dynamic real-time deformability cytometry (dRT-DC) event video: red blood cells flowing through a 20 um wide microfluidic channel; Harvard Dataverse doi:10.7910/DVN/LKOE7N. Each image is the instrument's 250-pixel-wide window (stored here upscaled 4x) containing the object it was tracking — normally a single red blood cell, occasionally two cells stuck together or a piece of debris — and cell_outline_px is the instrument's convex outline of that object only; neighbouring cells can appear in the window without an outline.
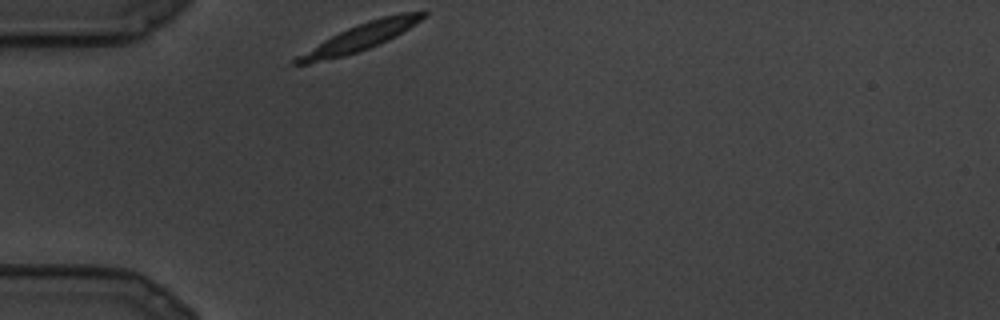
{"species": "common noctule bat (a hibernating species)", "species_latin": "Nyctalus noctula", "temperature_condition": "cold", "stored_images_in_passage": 17, "camera_frame_rate_fps": 3000, "um_per_image_px": 0.085, "animal": {"sex": "male", "body_mass_g": 19.5, "forearm_length_mm": 54.6}, "frame": {"image": 1, "passage_image": 1, "time_ms": 0.0, "image_size_px": [1000, 320], "cell_outline_px": [[428, 12], [420, 20], [408, 28], [388, 40], [380, 44], [344, 56], [308, 64], [292, 64], [292, 60], [296, 56], [324, 40], [348, 28], [368, 20], [400, 12]], "centroid_in_image_um": [30.56, 3.18], "position_along_channel_um": 54.4, "area_um2": 19.48}}
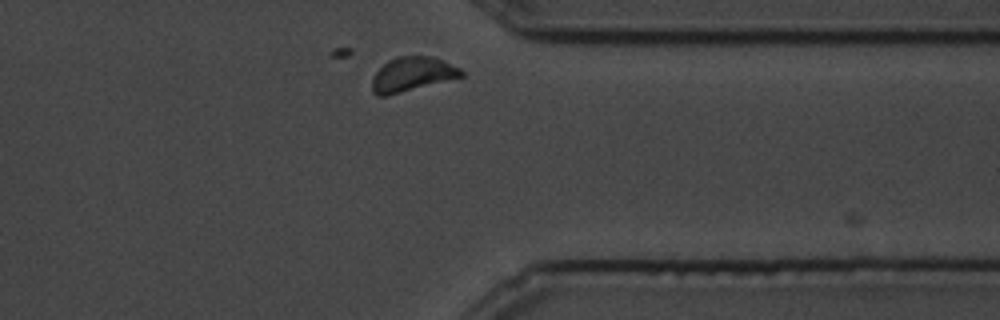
{"frame": {"image": 2, "passage_image": 16, "time_ms": 5.0, "image_size_px": [1000, 320], "cell_outline_px": [[464, 76], [388, 96], [376, 96], [372, 92], [372, 76], [388, 60], [396, 56], [432, 56], [460, 68], [464, 72]], "centroid_in_image_um": [35.01, 6.32], "position_along_channel_um": 376.4, "area_um2": 17.92}}